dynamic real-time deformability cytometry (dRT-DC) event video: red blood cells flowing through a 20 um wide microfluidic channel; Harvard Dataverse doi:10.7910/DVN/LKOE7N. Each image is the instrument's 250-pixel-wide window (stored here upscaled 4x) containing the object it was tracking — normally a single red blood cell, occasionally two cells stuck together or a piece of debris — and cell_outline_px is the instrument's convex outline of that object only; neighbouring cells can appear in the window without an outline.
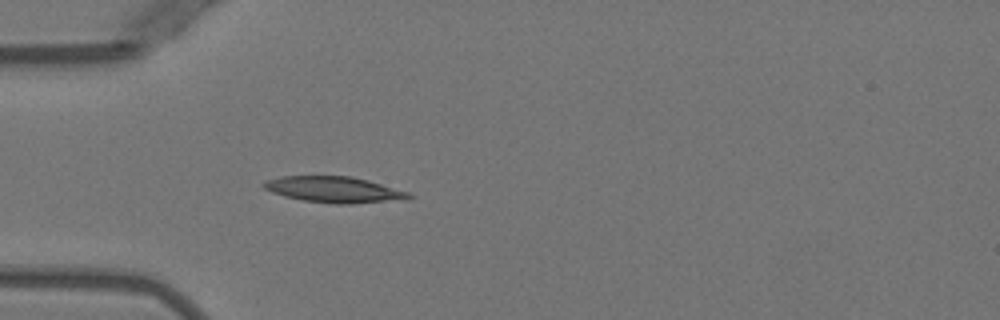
{"species": "Egyptian fruit bat (a non-hibernating species)", "species_latin": "Rousettus aegyptiacus", "temperature_condition": "warm", "stored_images_in_passage": 3, "camera_frame_rate_fps": 3000, "um_per_image_px": 0.085, "animal": {"sex": "female"}, "frame": {"image": 1, "passage_image": 3, "time_ms": 2.333, "image_size_px": [1000, 320], "cell_outline_px": [[416, 196], [408, 200], [348, 204], [336, 204], [304, 200], [284, 196], [272, 192], [264, 188], [260, 184], [264, 180], [280, 176], [352, 176], [368, 180], [412, 192]], "centroid_in_image_um": [28.48, 16.12], "position_along_channel_um": 56.5, "area_um2": 22.48}}